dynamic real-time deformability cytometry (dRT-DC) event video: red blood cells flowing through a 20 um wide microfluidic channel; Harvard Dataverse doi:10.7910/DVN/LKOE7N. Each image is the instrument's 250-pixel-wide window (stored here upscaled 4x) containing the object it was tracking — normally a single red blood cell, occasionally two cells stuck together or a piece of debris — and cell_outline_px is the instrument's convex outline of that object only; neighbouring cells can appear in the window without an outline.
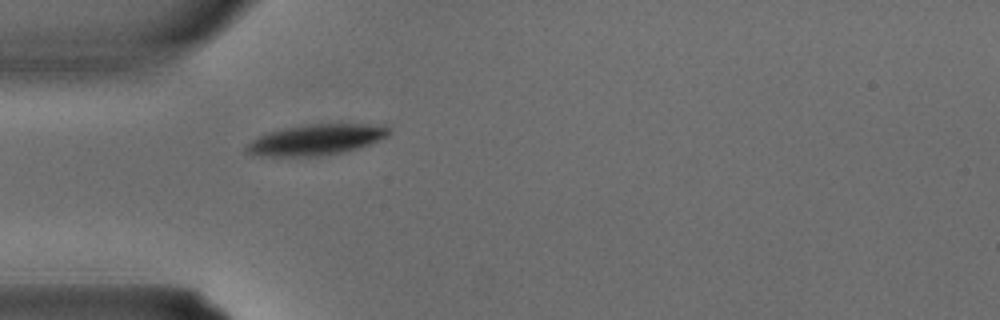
{"species": "common noctule bat (a hibernating species)", "species_latin": "Nyctalus noctula", "temperature_condition": "warm", "stored_images_in_passage": 1, "camera_frame_rate_fps": 3000, "um_per_image_px": 0.085, "animal": {"sex": "male", "body_mass_g": 15.6}, "frame": {"image": 1, "passage_image": 1, "time_ms": 0.0, "image_size_px": [1000, 320], "cell_outline_px": [[392, 132], [388, 136], [380, 140], [356, 148], [324, 156], [252, 156], [244, 152], [244, 148], [252, 140], [268, 132], [308, 124], [384, 124], [392, 128]], "centroid_in_image_um": [26.89, 11.88], "position_along_channel_um": 58.1, "area_um2": 25.61}}